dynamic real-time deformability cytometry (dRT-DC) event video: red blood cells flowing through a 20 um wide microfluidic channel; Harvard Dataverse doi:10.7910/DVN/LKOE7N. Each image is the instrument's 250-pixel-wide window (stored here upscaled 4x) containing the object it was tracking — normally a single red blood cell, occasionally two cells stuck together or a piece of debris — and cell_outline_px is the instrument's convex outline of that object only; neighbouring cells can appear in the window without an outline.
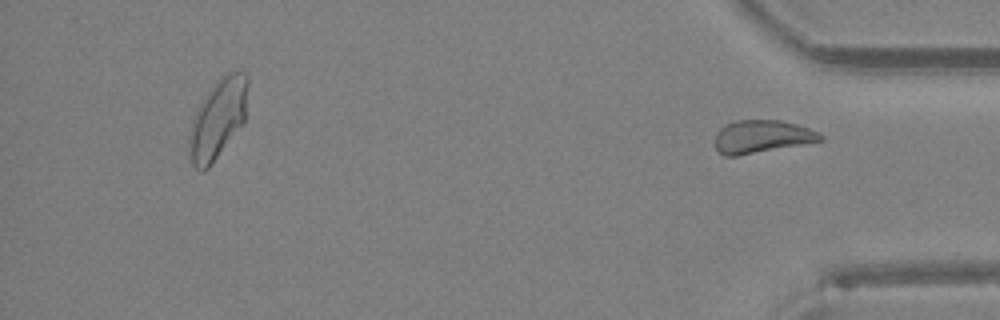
{"species": "Egyptian fruit bat (a non-hibernating species)", "species_latin": "Rousettus aegyptiacus", "temperature_condition": "room temperature", "stored_images_in_passage": 31, "segment_of_instrument_passage": [2, 2], "camera_frame_rate_fps": 3000, "um_per_image_px": 0.085, "animal": {"sex": "female"}, "frame": {"image": 1, "passage_image": 31, "time_ms": 10.0, "image_size_px": [1000, 320], "cell_outline_px": [[824, 140], [804, 144], [736, 156], [724, 156], [716, 148], [716, 136], [720, 128], [736, 120], [780, 120], [796, 124], [808, 128], [824, 136]], "centroid_in_image_um": [64.77, 11.61], "position_along_channel_um": 370.4, "area_um2": 19.94}}